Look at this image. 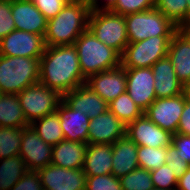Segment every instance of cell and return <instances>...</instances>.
Here are the masks:
<instances>
[{
    "instance_id": "cell-1",
    "label": "cell",
    "mask_w": 190,
    "mask_h": 190,
    "mask_svg": "<svg viewBox=\"0 0 190 190\" xmlns=\"http://www.w3.org/2000/svg\"><path fill=\"white\" fill-rule=\"evenodd\" d=\"M39 82L62 96L85 84L76 47L46 46L40 58Z\"/></svg>"
},
{
    "instance_id": "cell-2",
    "label": "cell",
    "mask_w": 190,
    "mask_h": 190,
    "mask_svg": "<svg viewBox=\"0 0 190 190\" xmlns=\"http://www.w3.org/2000/svg\"><path fill=\"white\" fill-rule=\"evenodd\" d=\"M91 10L85 0L69 1L53 18L47 20L46 46L74 45L88 28Z\"/></svg>"
},
{
    "instance_id": "cell-3",
    "label": "cell",
    "mask_w": 190,
    "mask_h": 190,
    "mask_svg": "<svg viewBox=\"0 0 190 190\" xmlns=\"http://www.w3.org/2000/svg\"><path fill=\"white\" fill-rule=\"evenodd\" d=\"M81 72L87 79L90 75L121 65V55L98 40L87 28L75 41Z\"/></svg>"
},
{
    "instance_id": "cell-4",
    "label": "cell",
    "mask_w": 190,
    "mask_h": 190,
    "mask_svg": "<svg viewBox=\"0 0 190 190\" xmlns=\"http://www.w3.org/2000/svg\"><path fill=\"white\" fill-rule=\"evenodd\" d=\"M40 59L0 55V92L19 94L39 82Z\"/></svg>"
},
{
    "instance_id": "cell-5",
    "label": "cell",
    "mask_w": 190,
    "mask_h": 190,
    "mask_svg": "<svg viewBox=\"0 0 190 190\" xmlns=\"http://www.w3.org/2000/svg\"><path fill=\"white\" fill-rule=\"evenodd\" d=\"M128 43L154 36H173L179 29L156 8L125 16Z\"/></svg>"
},
{
    "instance_id": "cell-6",
    "label": "cell",
    "mask_w": 190,
    "mask_h": 190,
    "mask_svg": "<svg viewBox=\"0 0 190 190\" xmlns=\"http://www.w3.org/2000/svg\"><path fill=\"white\" fill-rule=\"evenodd\" d=\"M88 29L98 40L122 55L128 44L124 15L111 11H91Z\"/></svg>"
},
{
    "instance_id": "cell-7",
    "label": "cell",
    "mask_w": 190,
    "mask_h": 190,
    "mask_svg": "<svg viewBox=\"0 0 190 190\" xmlns=\"http://www.w3.org/2000/svg\"><path fill=\"white\" fill-rule=\"evenodd\" d=\"M17 96L29 124L56 112L63 99L57 91L46 87L41 82L29 85Z\"/></svg>"
},
{
    "instance_id": "cell-8",
    "label": "cell",
    "mask_w": 190,
    "mask_h": 190,
    "mask_svg": "<svg viewBox=\"0 0 190 190\" xmlns=\"http://www.w3.org/2000/svg\"><path fill=\"white\" fill-rule=\"evenodd\" d=\"M172 36H154L146 40L128 43L121 55L123 68L152 67L167 56Z\"/></svg>"
},
{
    "instance_id": "cell-9",
    "label": "cell",
    "mask_w": 190,
    "mask_h": 190,
    "mask_svg": "<svg viewBox=\"0 0 190 190\" xmlns=\"http://www.w3.org/2000/svg\"><path fill=\"white\" fill-rule=\"evenodd\" d=\"M45 48L44 36L23 30L15 29L0 40V55L4 56L40 59Z\"/></svg>"
},
{
    "instance_id": "cell-10",
    "label": "cell",
    "mask_w": 190,
    "mask_h": 190,
    "mask_svg": "<svg viewBox=\"0 0 190 190\" xmlns=\"http://www.w3.org/2000/svg\"><path fill=\"white\" fill-rule=\"evenodd\" d=\"M185 101L183 93L170 98H156L144 114L163 130L176 134Z\"/></svg>"
},
{
    "instance_id": "cell-11",
    "label": "cell",
    "mask_w": 190,
    "mask_h": 190,
    "mask_svg": "<svg viewBox=\"0 0 190 190\" xmlns=\"http://www.w3.org/2000/svg\"><path fill=\"white\" fill-rule=\"evenodd\" d=\"M52 147V145L45 143L31 126L22 128L19 155L28 170L38 171L51 164Z\"/></svg>"
},
{
    "instance_id": "cell-12",
    "label": "cell",
    "mask_w": 190,
    "mask_h": 190,
    "mask_svg": "<svg viewBox=\"0 0 190 190\" xmlns=\"http://www.w3.org/2000/svg\"><path fill=\"white\" fill-rule=\"evenodd\" d=\"M38 172L44 190H86L83 168L67 169L49 164Z\"/></svg>"
},
{
    "instance_id": "cell-13",
    "label": "cell",
    "mask_w": 190,
    "mask_h": 190,
    "mask_svg": "<svg viewBox=\"0 0 190 190\" xmlns=\"http://www.w3.org/2000/svg\"><path fill=\"white\" fill-rule=\"evenodd\" d=\"M125 69L127 78L126 92L144 112L156 99L153 71L151 67Z\"/></svg>"
},
{
    "instance_id": "cell-14",
    "label": "cell",
    "mask_w": 190,
    "mask_h": 190,
    "mask_svg": "<svg viewBox=\"0 0 190 190\" xmlns=\"http://www.w3.org/2000/svg\"><path fill=\"white\" fill-rule=\"evenodd\" d=\"M172 135L149 120L145 114L126 126V136L138 146L167 147L172 142Z\"/></svg>"
},
{
    "instance_id": "cell-15",
    "label": "cell",
    "mask_w": 190,
    "mask_h": 190,
    "mask_svg": "<svg viewBox=\"0 0 190 190\" xmlns=\"http://www.w3.org/2000/svg\"><path fill=\"white\" fill-rule=\"evenodd\" d=\"M85 84L103 100L110 103L126 91V69L120 65L116 68L90 75Z\"/></svg>"
},
{
    "instance_id": "cell-16",
    "label": "cell",
    "mask_w": 190,
    "mask_h": 190,
    "mask_svg": "<svg viewBox=\"0 0 190 190\" xmlns=\"http://www.w3.org/2000/svg\"><path fill=\"white\" fill-rule=\"evenodd\" d=\"M126 135V125L109 109L90 118L87 144H110Z\"/></svg>"
},
{
    "instance_id": "cell-17",
    "label": "cell",
    "mask_w": 190,
    "mask_h": 190,
    "mask_svg": "<svg viewBox=\"0 0 190 190\" xmlns=\"http://www.w3.org/2000/svg\"><path fill=\"white\" fill-rule=\"evenodd\" d=\"M177 79L183 84L190 83V27L178 29L172 36L168 47Z\"/></svg>"
},
{
    "instance_id": "cell-18",
    "label": "cell",
    "mask_w": 190,
    "mask_h": 190,
    "mask_svg": "<svg viewBox=\"0 0 190 190\" xmlns=\"http://www.w3.org/2000/svg\"><path fill=\"white\" fill-rule=\"evenodd\" d=\"M11 12L17 30L45 36L47 19L31 0H12Z\"/></svg>"
},
{
    "instance_id": "cell-19",
    "label": "cell",
    "mask_w": 190,
    "mask_h": 190,
    "mask_svg": "<svg viewBox=\"0 0 190 190\" xmlns=\"http://www.w3.org/2000/svg\"><path fill=\"white\" fill-rule=\"evenodd\" d=\"M56 112L61 119L60 126L64 140L87 143L89 116L81 111L72 109L63 99L58 105Z\"/></svg>"
},
{
    "instance_id": "cell-20",
    "label": "cell",
    "mask_w": 190,
    "mask_h": 190,
    "mask_svg": "<svg viewBox=\"0 0 190 190\" xmlns=\"http://www.w3.org/2000/svg\"><path fill=\"white\" fill-rule=\"evenodd\" d=\"M63 100L72 108L81 111L89 118L101 115L108 110V103L86 84L67 92Z\"/></svg>"
},
{
    "instance_id": "cell-21",
    "label": "cell",
    "mask_w": 190,
    "mask_h": 190,
    "mask_svg": "<svg viewBox=\"0 0 190 190\" xmlns=\"http://www.w3.org/2000/svg\"><path fill=\"white\" fill-rule=\"evenodd\" d=\"M154 74L156 98H170L183 93V84L177 79L171 60L166 56L151 67Z\"/></svg>"
},
{
    "instance_id": "cell-22",
    "label": "cell",
    "mask_w": 190,
    "mask_h": 190,
    "mask_svg": "<svg viewBox=\"0 0 190 190\" xmlns=\"http://www.w3.org/2000/svg\"><path fill=\"white\" fill-rule=\"evenodd\" d=\"M138 145L126 135L112 144V175L121 178L139 168Z\"/></svg>"
},
{
    "instance_id": "cell-23",
    "label": "cell",
    "mask_w": 190,
    "mask_h": 190,
    "mask_svg": "<svg viewBox=\"0 0 190 190\" xmlns=\"http://www.w3.org/2000/svg\"><path fill=\"white\" fill-rule=\"evenodd\" d=\"M88 144L78 141L62 140L52 147L51 164L67 168H83Z\"/></svg>"
},
{
    "instance_id": "cell-24",
    "label": "cell",
    "mask_w": 190,
    "mask_h": 190,
    "mask_svg": "<svg viewBox=\"0 0 190 190\" xmlns=\"http://www.w3.org/2000/svg\"><path fill=\"white\" fill-rule=\"evenodd\" d=\"M112 145L88 144L83 171L87 176L112 174Z\"/></svg>"
},
{
    "instance_id": "cell-25",
    "label": "cell",
    "mask_w": 190,
    "mask_h": 190,
    "mask_svg": "<svg viewBox=\"0 0 190 190\" xmlns=\"http://www.w3.org/2000/svg\"><path fill=\"white\" fill-rule=\"evenodd\" d=\"M0 126L25 128L26 121L17 94H2L0 97Z\"/></svg>"
},
{
    "instance_id": "cell-26",
    "label": "cell",
    "mask_w": 190,
    "mask_h": 190,
    "mask_svg": "<svg viewBox=\"0 0 190 190\" xmlns=\"http://www.w3.org/2000/svg\"><path fill=\"white\" fill-rule=\"evenodd\" d=\"M60 122L59 114L54 112L33 121L30 126L45 143L54 146L64 140Z\"/></svg>"
},
{
    "instance_id": "cell-27",
    "label": "cell",
    "mask_w": 190,
    "mask_h": 190,
    "mask_svg": "<svg viewBox=\"0 0 190 190\" xmlns=\"http://www.w3.org/2000/svg\"><path fill=\"white\" fill-rule=\"evenodd\" d=\"M27 171L20 155L0 159V190H10Z\"/></svg>"
},
{
    "instance_id": "cell-28",
    "label": "cell",
    "mask_w": 190,
    "mask_h": 190,
    "mask_svg": "<svg viewBox=\"0 0 190 190\" xmlns=\"http://www.w3.org/2000/svg\"><path fill=\"white\" fill-rule=\"evenodd\" d=\"M155 8L179 29L189 27L187 0H155Z\"/></svg>"
},
{
    "instance_id": "cell-29",
    "label": "cell",
    "mask_w": 190,
    "mask_h": 190,
    "mask_svg": "<svg viewBox=\"0 0 190 190\" xmlns=\"http://www.w3.org/2000/svg\"><path fill=\"white\" fill-rule=\"evenodd\" d=\"M108 109L126 126L144 114L126 91L108 103Z\"/></svg>"
},
{
    "instance_id": "cell-30",
    "label": "cell",
    "mask_w": 190,
    "mask_h": 190,
    "mask_svg": "<svg viewBox=\"0 0 190 190\" xmlns=\"http://www.w3.org/2000/svg\"><path fill=\"white\" fill-rule=\"evenodd\" d=\"M22 128L0 126V159L19 155Z\"/></svg>"
},
{
    "instance_id": "cell-31",
    "label": "cell",
    "mask_w": 190,
    "mask_h": 190,
    "mask_svg": "<svg viewBox=\"0 0 190 190\" xmlns=\"http://www.w3.org/2000/svg\"><path fill=\"white\" fill-rule=\"evenodd\" d=\"M168 154L167 147L152 148L149 146H138L137 158L138 165L148 171L158 169L160 166L166 164L165 158Z\"/></svg>"
},
{
    "instance_id": "cell-32",
    "label": "cell",
    "mask_w": 190,
    "mask_h": 190,
    "mask_svg": "<svg viewBox=\"0 0 190 190\" xmlns=\"http://www.w3.org/2000/svg\"><path fill=\"white\" fill-rule=\"evenodd\" d=\"M122 190H152L154 188L150 171L137 168L120 178Z\"/></svg>"
},
{
    "instance_id": "cell-33",
    "label": "cell",
    "mask_w": 190,
    "mask_h": 190,
    "mask_svg": "<svg viewBox=\"0 0 190 190\" xmlns=\"http://www.w3.org/2000/svg\"><path fill=\"white\" fill-rule=\"evenodd\" d=\"M154 188L164 190H176L178 179L173 170L167 164L150 171Z\"/></svg>"
},
{
    "instance_id": "cell-34",
    "label": "cell",
    "mask_w": 190,
    "mask_h": 190,
    "mask_svg": "<svg viewBox=\"0 0 190 190\" xmlns=\"http://www.w3.org/2000/svg\"><path fill=\"white\" fill-rule=\"evenodd\" d=\"M155 8V0H117L110 10L119 15H129Z\"/></svg>"
},
{
    "instance_id": "cell-35",
    "label": "cell",
    "mask_w": 190,
    "mask_h": 190,
    "mask_svg": "<svg viewBox=\"0 0 190 190\" xmlns=\"http://www.w3.org/2000/svg\"><path fill=\"white\" fill-rule=\"evenodd\" d=\"M86 190H122L119 178L112 174L86 177Z\"/></svg>"
},
{
    "instance_id": "cell-36",
    "label": "cell",
    "mask_w": 190,
    "mask_h": 190,
    "mask_svg": "<svg viewBox=\"0 0 190 190\" xmlns=\"http://www.w3.org/2000/svg\"><path fill=\"white\" fill-rule=\"evenodd\" d=\"M16 29L11 12V1L0 0V40Z\"/></svg>"
},
{
    "instance_id": "cell-37",
    "label": "cell",
    "mask_w": 190,
    "mask_h": 190,
    "mask_svg": "<svg viewBox=\"0 0 190 190\" xmlns=\"http://www.w3.org/2000/svg\"><path fill=\"white\" fill-rule=\"evenodd\" d=\"M47 20L55 17L69 2L68 0H31Z\"/></svg>"
},
{
    "instance_id": "cell-38",
    "label": "cell",
    "mask_w": 190,
    "mask_h": 190,
    "mask_svg": "<svg viewBox=\"0 0 190 190\" xmlns=\"http://www.w3.org/2000/svg\"><path fill=\"white\" fill-rule=\"evenodd\" d=\"M166 164L175 173L177 179L186 173V170L190 167V163L183 161L177 154V149L174 145H168V154L165 158Z\"/></svg>"
},
{
    "instance_id": "cell-39",
    "label": "cell",
    "mask_w": 190,
    "mask_h": 190,
    "mask_svg": "<svg viewBox=\"0 0 190 190\" xmlns=\"http://www.w3.org/2000/svg\"><path fill=\"white\" fill-rule=\"evenodd\" d=\"M10 190H44L39 172L28 170Z\"/></svg>"
},
{
    "instance_id": "cell-40",
    "label": "cell",
    "mask_w": 190,
    "mask_h": 190,
    "mask_svg": "<svg viewBox=\"0 0 190 190\" xmlns=\"http://www.w3.org/2000/svg\"><path fill=\"white\" fill-rule=\"evenodd\" d=\"M171 144L177 149L179 157L190 163V136L179 133L173 134Z\"/></svg>"
},
{
    "instance_id": "cell-41",
    "label": "cell",
    "mask_w": 190,
    "mask_h": 190,
    "mask_svg": "<svg viewBox=\"0 0 190 190\" xmlns=\"http://www.w3.org/2000/svg\"><path fill=\"white\" fill-rule=\"evenodd\" d=\"M177 133L190 136V103L185 101V106L181 114Z\"/></svg>"
},
{
    "instance_id": "cell-42",
    "label": "cell",
    "mask_w": 190,
    "mask_h": 190,
    "mask_svg": "<svg viewBox=\"0 0 190 190\" xmlns=\"http://www.w3.org/2000/svg\"><path fill=\"white\" fill-rule=\"evenodd\" d=\"M89 5L91 11H110L114 6L117 0H105L104 4L101 6L99 0H85Z\"/></svg>"
},
{
    "instance_id": "cell-43",
    "label": "cell",
    "mask_w": 190,
    "mask_h": 190,
    "mask_svg": "<svg viewBox=\"0 0 190 190\" xmlns=\"http://www.w3.org/2000/svg\"><path fill=\"white\" fill-rule=\"evenodd\" d=\"M176 190H190V167L186 173L178 179Z\"/></svg>"
},
{
    "instance_id": "cell-44",
    "label": "cell",
    "mask_w": 190,
    "mask_h": 190,
    "mask_svg": "<svg viewBox=\"0 0 190 190\" xmlns=\"http://www.w3.org/2000/svg\"><path fill=\"white\" fill-rule=\"evenodd\" d=\"M183 94H184L185 100L190 103V83L184 85Z\"/></svg>"
},
{
    "instance_id": "cell-45",
    "label": "cell",
    "mask_w": 190,
    "mask_h": 190,
    "mask_svg": "<svg viewBox=\"0 0 190 190\" xmlns=\"http://www.w3.org/2000/svg\"><path fill=\"white\" fill-rule=\"evenodd\" d=\"M188 2V8H189V27H190V0H187Z\"/></svg>"
},
{
    "instance_id": "cell-46",
    "label": "cell",
    "mask_w": 190,
    "mask_h": 190,
    "mask_svg": "<svg viewBox=\"0 0 190 190\" xmlns=\"http://www.w3.org/2000/svg\"><path fill=\"white\" fill-rule=\"evenodd\" d=\"M152 190H164V189L153 188Z\"/></svg>"
}]
</instances>
